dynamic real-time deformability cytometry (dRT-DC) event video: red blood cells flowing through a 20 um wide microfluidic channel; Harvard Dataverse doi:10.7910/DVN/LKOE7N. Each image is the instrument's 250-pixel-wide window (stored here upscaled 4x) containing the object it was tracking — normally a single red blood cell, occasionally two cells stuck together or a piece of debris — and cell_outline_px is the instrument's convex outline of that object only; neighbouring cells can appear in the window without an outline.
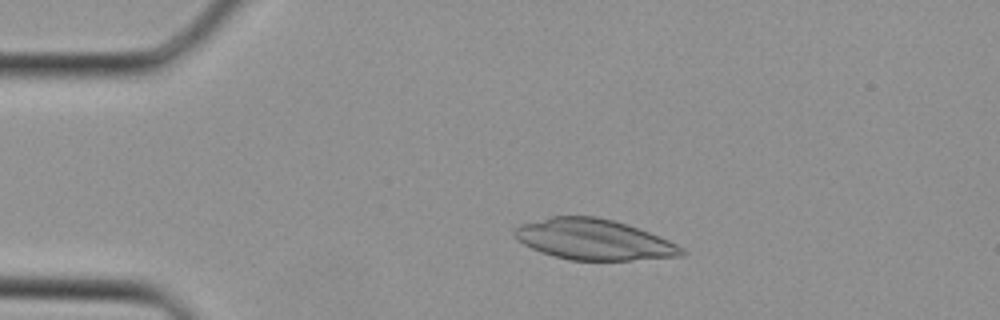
{"species": "Egyptian fruit bat (a non-hibernating species)", "species_latin": "Rousettus aegyptiacus", "temperature_condition": "cold", "stored_images_in_passage": 14, "camera_frame_rate_fps": 3000, "um_per_image_px": 0.085, "animal": {"sex": "female"}, "frame": {"image": 1, "passage_image": 4, "time_ms": 1.0, "image_size_px": [1000, 320], "cell_outline_px": [[688, 252], [684, 256], [632, 260], [568, 260], [532, 248], [524, 244], [512, 232], [512, 228], [520, 224], [552, 216], [596, 216], [612, 220], [648, 232], [668, 240], [684, 248]], "centroid_in_image_um": [50.48, 20.36], "position_along_channel_um": 34.5, "area_um2": 39.3}}
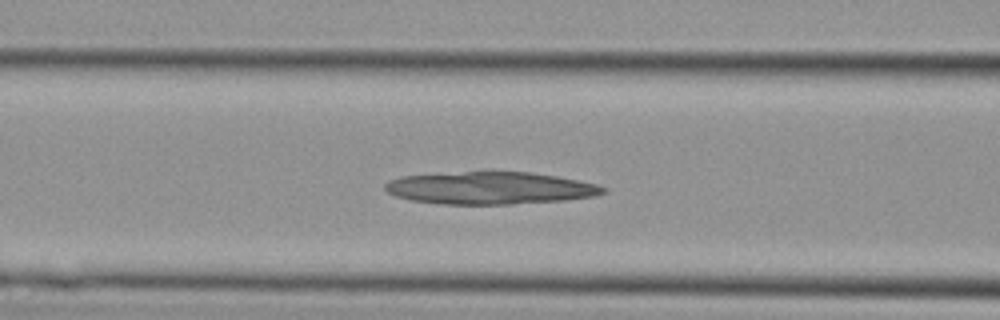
{"frame": {"image": 2, "passage_image": 11, "time_ms": 3.333, "image_size_px": [1000, 320], "cell_outline_px": [[608, 192], [596, 196], [564, 200], [512, 204], [440, 204], [412, 200], [396, 196], [388, 192], [384, 188], [384, 184], [388, 180], [404, 176], [464, 172], [532, 172], [556, 176], [596, 184], [608, 188]], "centroid_in_image_um": [41.69, 15.99], "position_along_channel_um": 124.9, "area_um2": 40.98}}
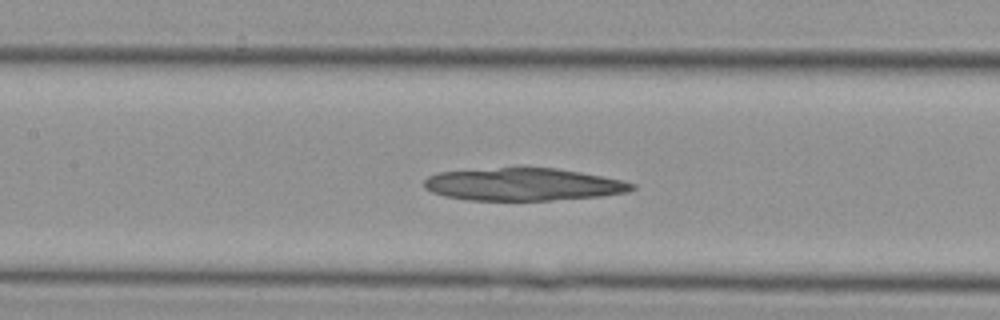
{"frame": {"image": 3, "passage_image": 13, "time_ms": 4.0, "image_size_px": [1000, 320], "cell_outline_px": [[636, 188], [628, 192], [600, 196], [552, 200], [468, 200], [444, 196], [432, 192], [424, 188], [424, 180], [428, 176], [436, 172], [500, 168], [556, 168], [580, 172], [624, 180], [636, 184]], "centroid_in_image_um": [44.48, 15.68], "position_along_channel_um": 162.9, "area_um2": 39.42}}